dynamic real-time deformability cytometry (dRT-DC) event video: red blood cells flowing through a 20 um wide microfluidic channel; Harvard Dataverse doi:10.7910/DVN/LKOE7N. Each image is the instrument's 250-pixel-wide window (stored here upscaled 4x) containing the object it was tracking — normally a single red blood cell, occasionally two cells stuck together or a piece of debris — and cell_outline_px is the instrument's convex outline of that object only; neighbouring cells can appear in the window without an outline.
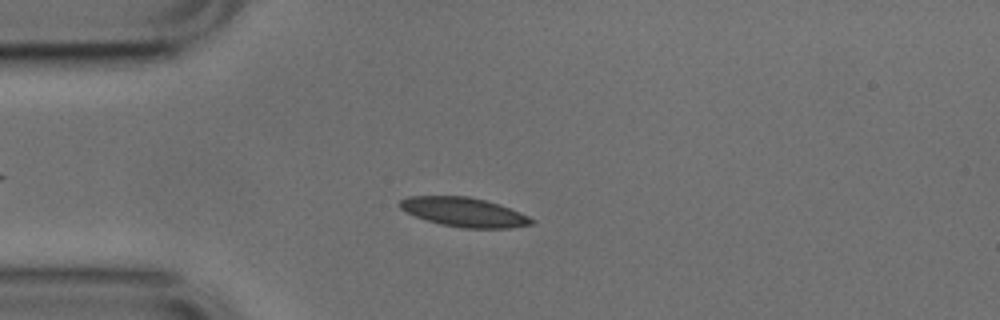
{"species": "common noctule bat (a hibernating species)", "species_latin": "Nyctalus noctula", "temperature_condition": "cold", "stored_images_in_passage": 51, "camera_frame_rate_fps": 3000, "um_per_image_px": 0.085, "animal": {"sex": "male", "body_mass_g": 17.9, "forearm_length_mm": 54.2}, "frame": {"image": 1, "passage_image": 12, "time_ms": 3.667, "image_size_px": [1000, 320], "cell_outline_px": [[536, 224], [508, 228], [464, 228], [440, 224], [416, 216], [400, 208], [396, 204], [400, 200], [408, 196], [468, 196], [500, 204], [528, 216], [536, 220]], "centroid_in_image_um": [39.46, 18.03], "position_along_channel_um": 45.5, "area_um2": 22.43}}
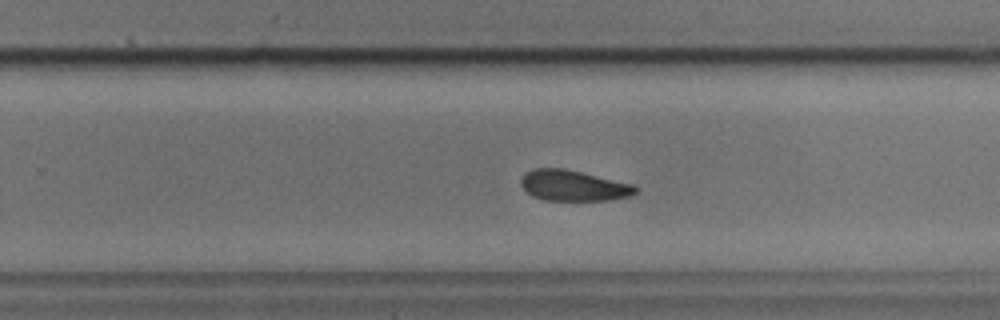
{"frame": {"image": 2, "passage_image": 32, "time_ms": 10.333, "image_size_px": [1000, 320], "cell_outline_px": [[636, 192], [628, 196], [608, 200], [544, 200], [532, 196], [520, 184], [520, 180], [524, 172], [532, 168], [564, 168], [636, 184]], "centroid_in_image_um": [48.72, 15.76], "position_along_channel_um": 281.1, "area_um2": 20.63}}
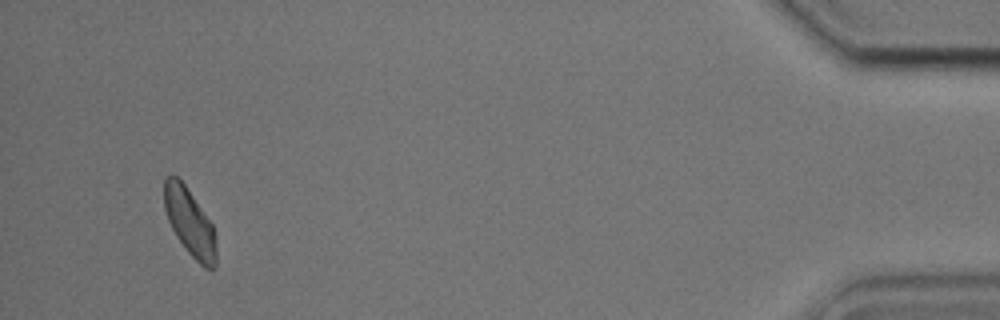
{"frame": {"image": 3, "passage_image": 49, "time_ms": 16.0, "image_size_px": [1000, 320], "cell_outline_px": [[216, 268], [204, 268], [188, 252], [176, 236], [168, 220], [164, 208], [164, 180], [168, 176], [176, 176], [184, 184], [212, 224], [216, 236]], "centroid_in_image_um": [16.13, 18.93], "position_along_channel_um": 419.1, "area_um2": 20.17}, "authors_computed_cell_mechanics": {"area_um2": 21.386, "velocity_mm_per_s": 3.7664, "shape_relaxation_time_tau1_ms": 2.4571, "shape_relaxation_time_tau2_ms": 2.7853, "deformation_change_tau1": 0.0842, "deformation_change_tau2": 0.0741}}